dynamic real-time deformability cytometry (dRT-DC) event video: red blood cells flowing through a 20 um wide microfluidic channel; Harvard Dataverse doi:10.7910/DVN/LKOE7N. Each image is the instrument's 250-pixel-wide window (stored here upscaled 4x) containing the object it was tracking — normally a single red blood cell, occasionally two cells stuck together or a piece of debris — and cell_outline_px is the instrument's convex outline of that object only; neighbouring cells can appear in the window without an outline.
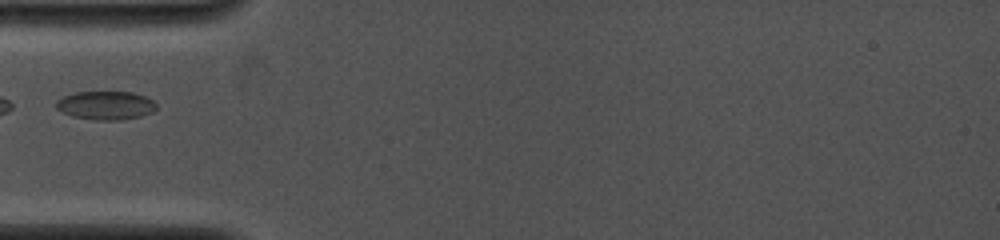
{"species": "common noctule bat (a hibernating species)", "species_latin": "Nyctalus noctula", "temperature_condition": "cold", "stored_images_in_passage": 32, "camera_frame_rate_fps": 4000, "um_per_image_px": 0.085, "animal": {"sex": "female", "body_mass_g": 19.0, "forearm_length_mm": 53.3}, "frame": {"image": 1, "passage_image": 1, "time_ms": 0.0, "image_size_px": [1000, 240], "cell_outline_px": [[156, 108], [152, 112], [140, 116], [120, 120], [96, 120], [72, 116], [56, 108], [56, 100], [64, 96], [76, 92], [132, 92], [144, 96], [152, 100], [156, 104]], "centroid_in_image_um": [8.98, 8.95], "position_along_channel_um": 76.0, "area_um2": 16.53}}